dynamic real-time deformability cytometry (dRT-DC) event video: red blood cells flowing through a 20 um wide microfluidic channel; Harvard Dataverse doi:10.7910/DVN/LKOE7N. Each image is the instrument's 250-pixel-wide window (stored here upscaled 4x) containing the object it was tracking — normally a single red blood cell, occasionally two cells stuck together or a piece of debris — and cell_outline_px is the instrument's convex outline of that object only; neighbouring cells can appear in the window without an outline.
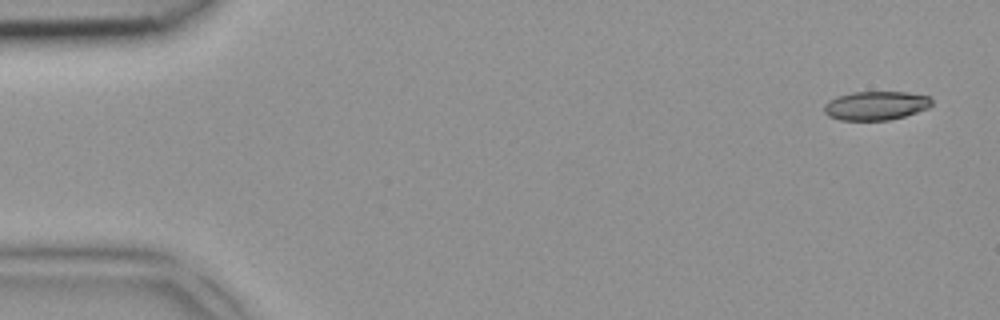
{"species": "common noctule bat (a hibernating species)", "species_latin": "Nyctalus noctula", "temperature_condition": "room temperature", "stored_images_in_passage": 4, "camera_frame_rate_fps": 3000, "um_per_image_px": 0.085, "animal": {"sex": "female", "body_mass_g": 18.4}, "frame": {"image": 1, "passage_image": 1, "time_ms": 0.0, "image_size_px": [1000, 320], "cell_outline_px": [[932, 104], [928, 108], [904, 116], [888, 120], [840, 120], [828, 116], [824, 112], [824, 104], [828, 100], [836, 96], [852, 92], [908, 92], [928, 96], [932, 100]], "centroid_in_image_um": [74.41, 8.97], "position_along_channel_um": 10.6, "area_um2": 18.15}}
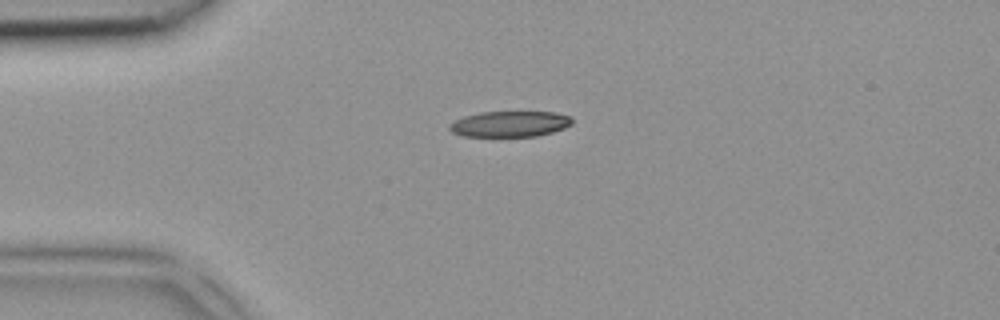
{"frame": {"image": 2, "passage_image": 3, "time_ms": 0.667, "image_size_px": [1000, 320], "cell_outline_px": [[572, 124], [564, 128], [552, 132], [536, 136], [460, 136], [452, 132], [448, 128], [448, 124], [464, 116], [480, 112], [552, 112], [572, 116]], "centroid_in_image_um": [43.32, 10.53], "position_along_channel_um": 41.7, "area_um2": 18.44}}
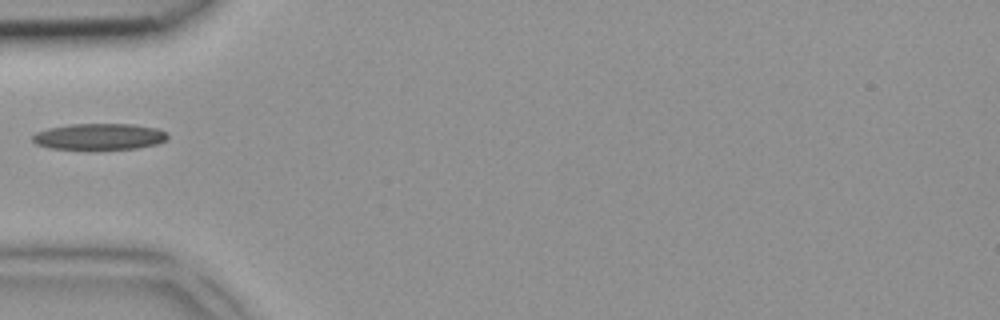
{"frame": {"image": 3, "passage_image": 4, "time_ms": 1.0, "image_size_px": [1000, 320], "cell_outline_px": [[168, 140], [160, 144], [136, 148], [92, 152], [48, 148], [36, 144], [32, 140], [32, 136], [36, 132], [48, 128], [72, 124], [132, 124], [156, 128], [168, 132]], "centroid_in_image_um": [8.45, 11.66], "position_along_channel_um": 76.6, "area_um2": 21.79}}